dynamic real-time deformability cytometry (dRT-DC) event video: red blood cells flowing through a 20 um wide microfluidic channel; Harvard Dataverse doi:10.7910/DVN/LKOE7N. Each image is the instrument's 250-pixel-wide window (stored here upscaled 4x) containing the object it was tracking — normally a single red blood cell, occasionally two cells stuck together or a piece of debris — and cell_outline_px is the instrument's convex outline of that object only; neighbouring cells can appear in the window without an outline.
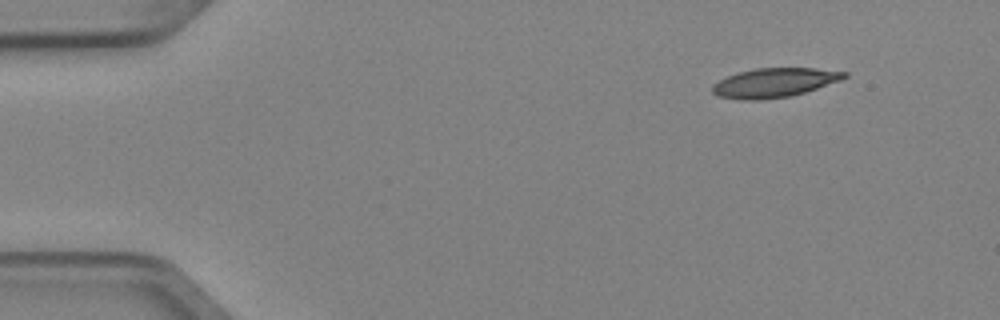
{"species": "Egyptian fruit bat (a non-hibernating species)", "species_latin": "Rousettus aegyptiacus", "temperature_condition": "cold", "stored_images_in_passage": 5, "camera_frame_rate_fps": 3000, "um_per_image_px": 0.085, "animal": {"sex": "female"}, "frame": {"image": 1, "passage_image": 1, "time_ms": 0.0, "image_size_px": [1000, 320], "cell_outline_px": [[848, 76], [840, 80], [792, 96], [760, 100], [740, 100], [716, 96], [712, 92], [712, 84], [728, 76], [740, 72], [756, 68], [816, 68], [848, 72]], "centroid_in_image_um": [65.8, 7.03], "position_along_channel_um": 19.2, "area_um2": 22.43}}
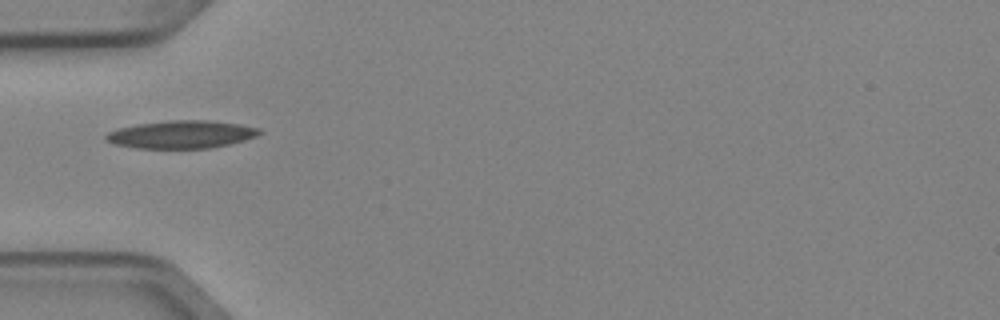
{"frame": {"image": 2, "passage_image": 4, "time_ms": 1.0, "image_size_px": [1000, 320], "cell_outline_px": [[264, 132], [256, 136], [244, 140], [212, 148], [136, 148], [112, 144], [104, 136], [108, 132], [120, 128], [136, 124], [168, 120], [208, 120], [240, 124], [260, 128]], "centroid_in_image_um": [15.44, 11.42], "position_along_channel_um": 69.6, "area_um2": 24.91}}
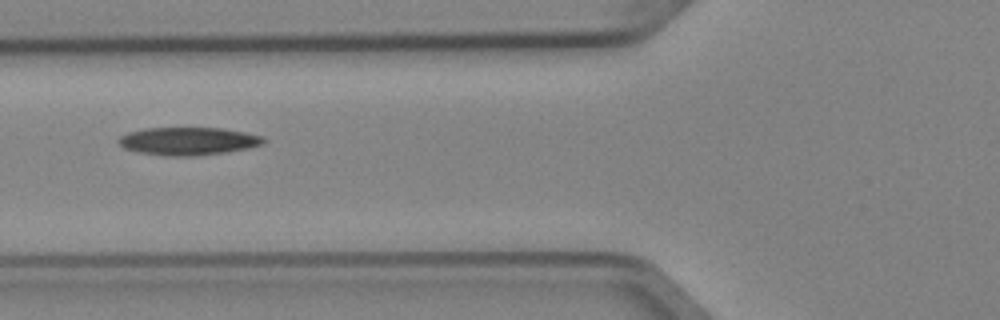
{"frame": {"image": 3, "passage_image": 5, "time_ms": 1.333, "image_size_px": [1000, 320], "cell_outline_px": [[264, 144], [248, 148], [224, 152], [196, 156], [164, 156], [136, 152], [124, 148], [116, 140], [120, 136], [128, 132], [144, 128], [220, 128], [244, 132], [264, 136]], "centroid_in_image_um": [15.96, 12.0], "position_along_channel_um": 109.8, "area_um2": 23.64}}